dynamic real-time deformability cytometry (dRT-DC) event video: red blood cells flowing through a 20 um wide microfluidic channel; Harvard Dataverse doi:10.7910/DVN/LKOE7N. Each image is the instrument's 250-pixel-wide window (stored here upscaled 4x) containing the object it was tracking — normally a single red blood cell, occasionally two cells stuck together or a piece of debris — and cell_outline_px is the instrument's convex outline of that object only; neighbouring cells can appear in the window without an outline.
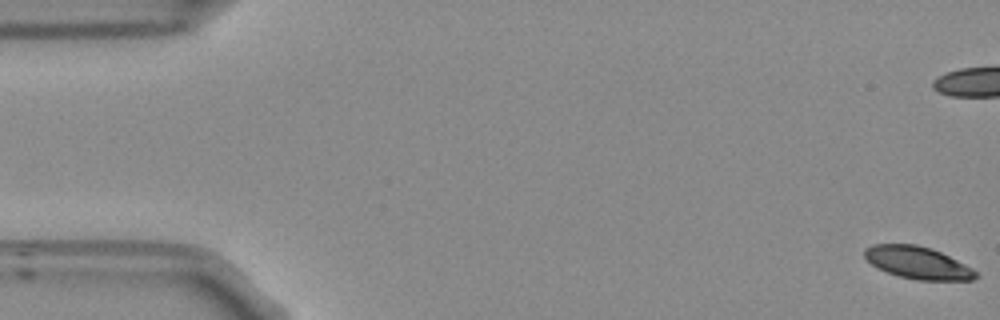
{"species": "Egyptian fruit bat (a non-hibernating species)", "species_latin": "Rousettus aegyptiacus", "temperature_condition": "room temperature", "stored_images_in_passage": 56, "camera_frame_rate_fps": 3000, "um_per_image_px": 0.085, "frame": {"image": 1, "passage_image": 1, "time_ms": 0.0, "image_size_px": [1000, 320], "cell_outline_px": [[980, 276], [972, 280], [916, 280], [900, 276], [876, 268], [864, 256], [864, 248], [872, 244], [916, 244], [940, 252], [972, 268]], "centroid_in_image_um": [77.98, 22.33], "position_along_channel_um": 7.0, "area_um2": 20.75}}
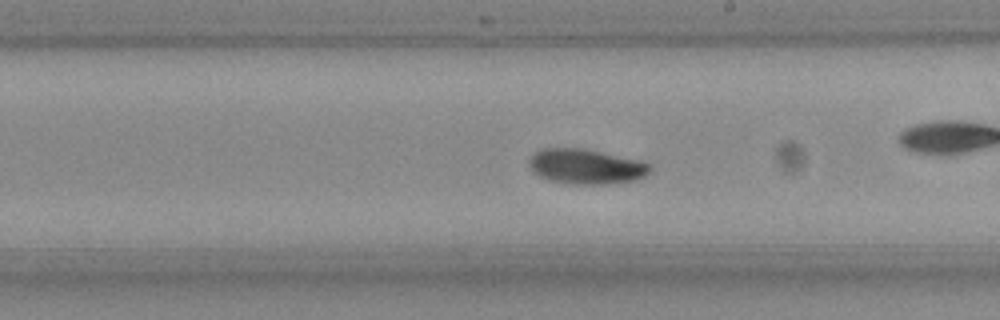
{"frame": {"image": 2, "passage_image": 31, "time_ms": 10.0, "image_size_px": [1000, 320], "cell_outline_px": [[652, 168], [644, 176], [636, 180], [604, 184], [568, 184], [548, 180], [532, 172], [528, 164], [532, 156], [536, 152], [544, 148], [584, 148], [640, 160], [648, 164]], "centroid_in_image_um": [49.79, 14.15], "position_along_channel_um": 239.2, "area_um2": 24.68}, "authors_computed_cell_mechanics": {"area_um2": 23.409, "velocity_mm_per_s": 3.7119, "shape_relaxation_time_tau1_ms": 6.4797, "shape_relaxation_time_tau2_ms": 3.903, "deformation_change_tau1": 0.1339, "deformation_change_tau2": 0.0726}}